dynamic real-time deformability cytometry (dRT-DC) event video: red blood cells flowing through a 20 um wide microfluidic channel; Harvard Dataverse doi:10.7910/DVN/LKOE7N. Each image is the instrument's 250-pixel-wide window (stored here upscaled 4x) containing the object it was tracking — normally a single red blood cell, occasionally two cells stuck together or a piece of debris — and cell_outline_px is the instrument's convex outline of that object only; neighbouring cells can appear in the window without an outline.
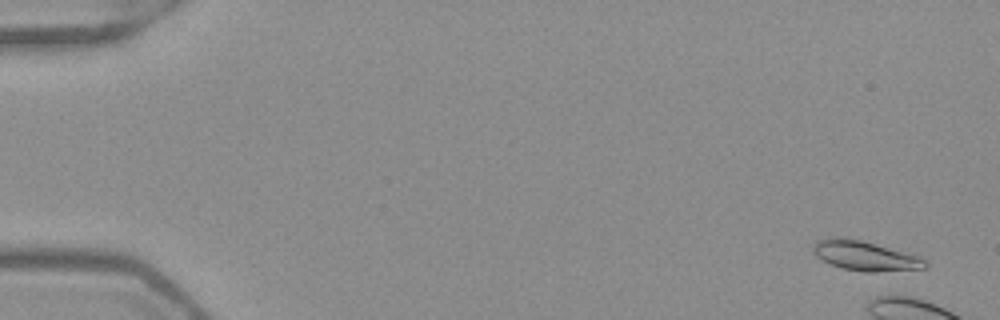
{"species": "Egyptian fruit bat (a non-hibernating species)", "species_latin": "Rousettus aegyptiacus", "temperature_condition": "warm", "stored_images_in_passage": 9, "camera_frame_rate_fps": 3000, "um_per_image_px": 0.085, "frame": {"image": 1, "passage_image": 3, "time_ms": 0.667, "image_size_px": [1000, 320], "cell_outline_px": [[928, 268], [876, 272], [864, 272], [844, 268], [832, 264], [816, 256], [812, 252], [812, 248], [816, 240], [836, 236], [840, 236], [860, 240], [916, 256], [924, 260], [928, 264]], "centroid_in_image_um": [73.48, 21.74], "position_along_channel_um": 11.5, "area_um2": 19.02}}